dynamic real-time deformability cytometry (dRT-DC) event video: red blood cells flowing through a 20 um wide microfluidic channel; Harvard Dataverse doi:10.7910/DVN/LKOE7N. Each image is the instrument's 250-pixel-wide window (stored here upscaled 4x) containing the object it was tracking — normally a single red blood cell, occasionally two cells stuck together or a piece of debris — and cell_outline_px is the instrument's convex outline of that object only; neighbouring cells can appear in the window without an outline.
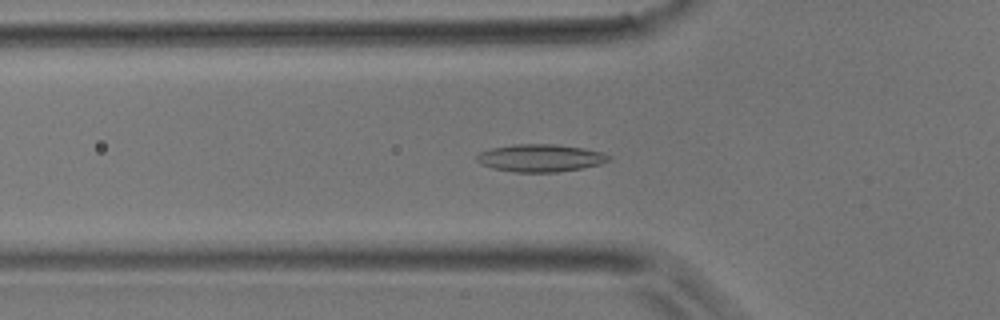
{"species": "common noctule bat (a hibernating species)", "species_latin": "Nyctalus noctula", "temperature_condition": "room temperature", "stored_images_in_passage": 22, "camera_frame_rate_fps": 3000, "um_per_image_px": 0.085, "animal": {"sex": "male", "body_mass_g": 17.9}, "frame": {"image": 1, "passage_image": 16, "time_ms": 5.0, "image_size_px": [1000, 320], "cell_outline_px": [[612, 160], [600, 164], [584, 168], [556, 172], [516, 172], [492, 168], [480, 164], [476, 160], [476, 156], [480, 152], [492, 148], [512, 144], [556, 144], [584, 148], [600, 152], [612, 156]], "centroid_in_image_um": [45.95, 13.43], "position_along_channel_um": 79.9, "area_um2": 21.33}}
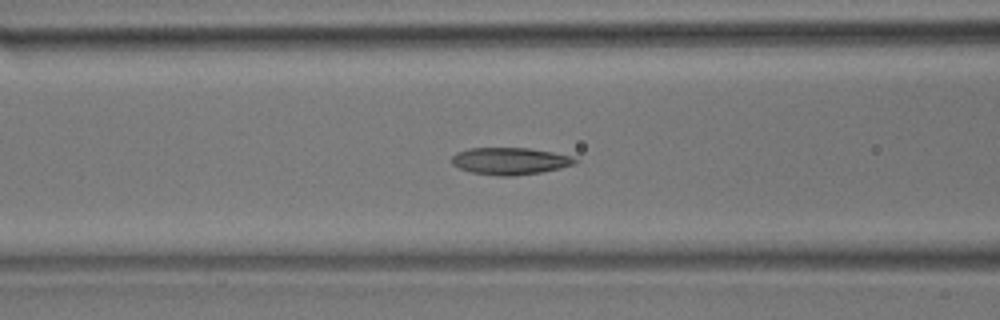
{"frame": {"image": 2, "passage_image": 19, "time_ms": 6.0, "image_size_px": [1000, 320], "cell_outline_px": [[580, 160], [576, 164], [560, 168], [540, 172], [512, 176], [496, 176], [468, 172], [452, 164], [452, 156], [456, 152], [468, 148], [528, 148], [552, 152], [572, 156]], "centroid_in_image_um": [43.35, 13.69], "position_along_channel_um": 123.3, "area_um2": 19.59}}
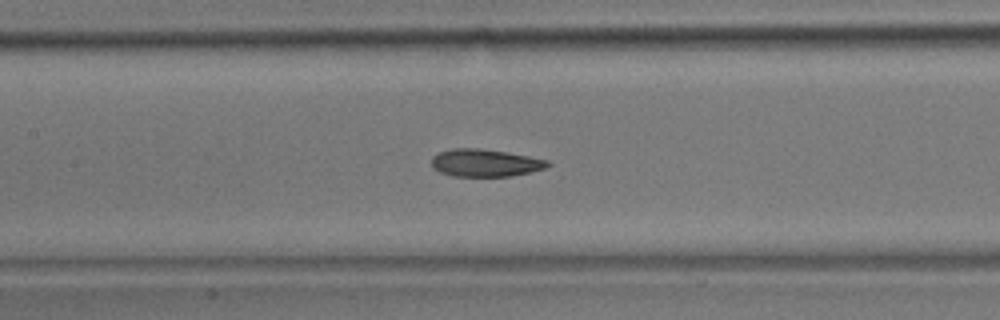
{"frame": {"image": 3, "passage_image": 22, "time_ms": 7.0, "image_size_px": [1000, 320], "cell_outline_px": [[552, 164], [544, 168], [512, 176], [452, 176], [440, 172], [432, 168], [432, 156], [440, 152], [452, 148], [476, 148], [508, 152], [548, 160]], "centroid_in_image_um": [41.22, 13.84], "position_along_channel_um": 166.2, "area_um2": 18.55}}